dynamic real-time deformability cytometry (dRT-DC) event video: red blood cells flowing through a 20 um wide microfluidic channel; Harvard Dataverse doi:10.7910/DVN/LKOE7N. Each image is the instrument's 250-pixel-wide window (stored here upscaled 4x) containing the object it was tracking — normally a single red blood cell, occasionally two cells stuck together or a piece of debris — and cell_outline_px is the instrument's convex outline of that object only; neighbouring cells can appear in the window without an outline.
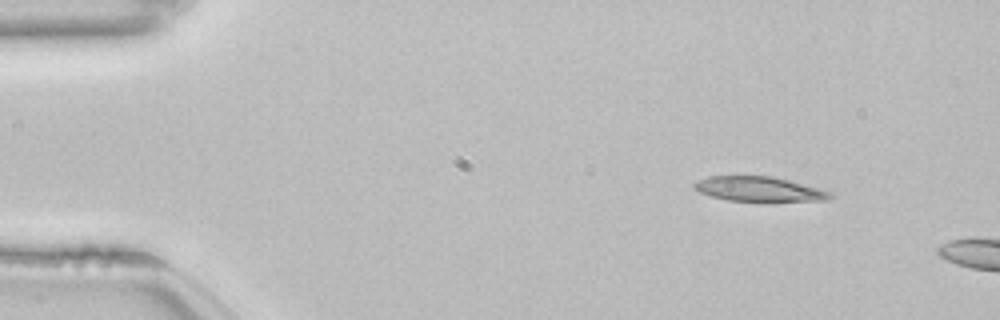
{"species": "common noctule bat (a hibernating species)", "species_latin": "Nyctalus noctula", "temperature_condition": "room temperature", "stored_images_in_passage": 5, "camera_frame_rate_fps": 3000, "um_per_image_px": 0.085, "animal": {"sex": "female", "body_mass_g": 22.7, "forearm_length_mm": 54.2}, "frame": {"image": 1, "passage_image": 1, "time_ms": 0.0, "image_size_px": [1000, 320], "cell_outline_px": [[836, 196], [828, 200], [764, 204], [728, 200], [712, 196], [700, 192], [692, 188], [692, 184], [696, 180], [708, 176], [772, 176], [820, 188], [832, 192]], "centroid_in_image_um": [64.59, 16.12], "position_along_channel_um": 20.4, "area_um2": 20.81}}